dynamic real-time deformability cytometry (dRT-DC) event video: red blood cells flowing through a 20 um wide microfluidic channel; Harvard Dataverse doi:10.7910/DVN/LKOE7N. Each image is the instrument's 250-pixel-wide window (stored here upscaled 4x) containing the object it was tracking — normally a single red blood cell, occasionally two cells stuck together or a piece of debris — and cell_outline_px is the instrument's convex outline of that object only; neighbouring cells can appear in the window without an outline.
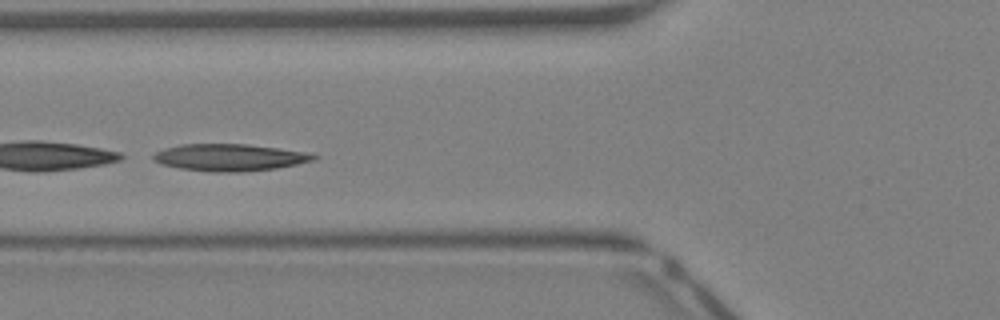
{"species": "Egyptian fruit bat (a non-hibernating species)", "species_latin": "Rousettus aegyptiacus", "temperature_condition": "warm", "stored_images_in_passage": 25, "camera_frame_rate_fps": 3000, "um_per_image_px": 0.085, "animal": {"sex": "female"}, "frame": {"image": 1, "passage_image": 8, "time_ms": 2.333, "image_size_px": [1000, 320], "cell_outline_px": [[320, 156], [316, 160], [276, 168], [244, 172], [208, 172], [180, 168], [160, 164], [152, 160], [152, 156], [156, 152], [164, 148], [180, 144], [248, 144], [304, 152]], "centroid_in_image_um": [19.48, 13.39], "position_along_channel_um": 106.3, "area_um2": 25.32}}
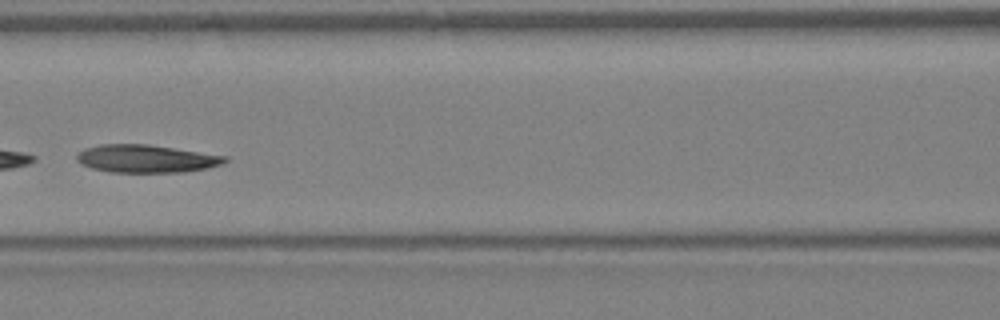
{"frame": {"image": 2, "passage_image": 11, "time_ms": 3.333, "image_size_px": [1000, 320], "cell_outline_px": [[228, 160], [224, 164], [208, 168], [184, 172], [112, 172], [92, 168], [80, 164], [76, 160], [76, 156], [84, 148], [100, 144], [148, 144], [228, 156]], "centroid_in_image_um": [12.45, 13.49], "position_along_channel_um": 154.2, "area_um2": 24.16}, "authors_computed_cell_mechanics": {"area_um2": 24.2182, "velocity_mm_per_s": 4.792, "shape_relaxation_time_tau1_ms": 3.323, "shape_relaxation_time_tau2_ms": 1.7003, "deformation_change_tau1": 0.1531, "deformation_change_tau2": 0.0788}}